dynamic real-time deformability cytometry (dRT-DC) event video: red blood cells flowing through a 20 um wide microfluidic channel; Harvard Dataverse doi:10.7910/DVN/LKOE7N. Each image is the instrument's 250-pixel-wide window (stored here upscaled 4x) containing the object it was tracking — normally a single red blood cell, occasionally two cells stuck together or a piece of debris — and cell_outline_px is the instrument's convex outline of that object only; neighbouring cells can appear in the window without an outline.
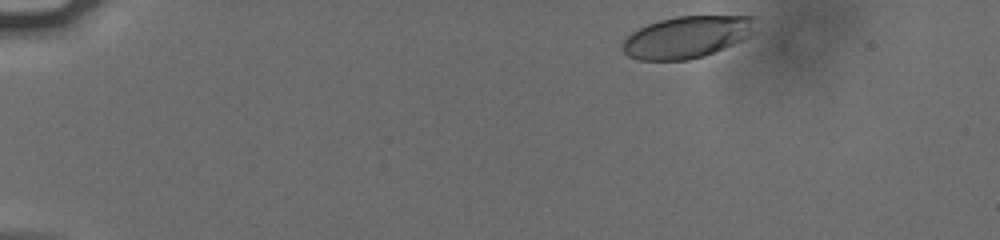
{"species": "human", "species_latin": "Homo sapiens", "temperature_condition": "cold", "stored_images_in_passage": 49, "camera_frame_rate_fps": 3000, "um_per_image_px": 0.085, "donor": {"sex": "male"}, "frame": {"image": 1, "passage_image": 2, "time_ms": 0.333, "image_size_px": [1000, 240], "cell_outline_px": [[756, 32], [732, 44], [704, 56], [688, 60], [640, 60], [628, 56], [620, 48], [620, 44], [632, 32], [648, 24], [660, 20], [676, 16], [756, 16]], "centroid_in_image_um": [58.38, 3.14], "position_along_channel_um": 26.6, "area_um2": 32.48}}
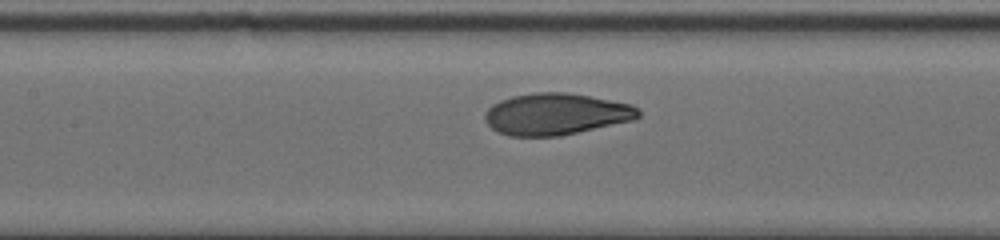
{"frame": {"image": 2, "passage_image": 21, "time_ms": 6.667, "image_size_px": [1000, 240], "cell_outline_px": [[640, 116], [632, 120], [560, 136], [508, 136], [496, 132], [484, 120], [484, 112], [492, 104], [500, 100], [512, 96], [536, 92], [568, 92], [632, 104], [640, 112]], "centroid_in_image_um": [47.21, 9.69], "position_along_channel_um": 160.2, "area_um2": 37.28}}
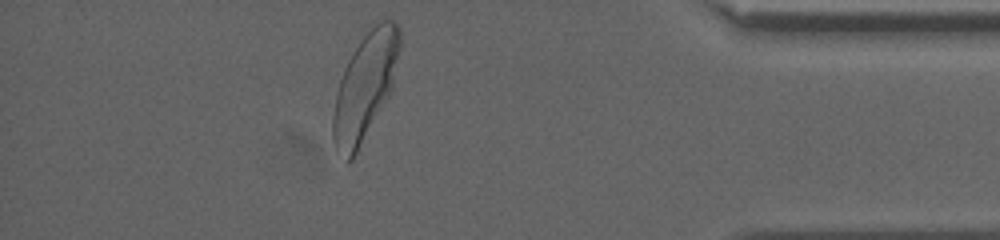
{"frame": {"image": 3, "passage_image": 43, "time_ms": 14.0, "image_size_px": [1000, 240], "cell_outline_px": [[400, 48], [392, 88], [388, 96], [352, 160], [348, 160], [336, 148], [332, 140], [332, 116], [336, 92], [344, 68], [348, 60], [360, 40], [384, 16], [396, 20], [400, 28]], "centroid_in_image_um": [31.04, 7.29], "position_along_channel_um": 404.2, "area_um2": 41.1}, "authors_computed_cell_mechanics": {"area_um2": 37.281, "velocity_mm_per_s": 3.7581, "shape_relaxation_time_tau1_ms": 3.0504, "shape_relaxation_time_tau2_ms": null, "deformation_change_tau1": 0.1591, "deformation_change_tau2": null}}